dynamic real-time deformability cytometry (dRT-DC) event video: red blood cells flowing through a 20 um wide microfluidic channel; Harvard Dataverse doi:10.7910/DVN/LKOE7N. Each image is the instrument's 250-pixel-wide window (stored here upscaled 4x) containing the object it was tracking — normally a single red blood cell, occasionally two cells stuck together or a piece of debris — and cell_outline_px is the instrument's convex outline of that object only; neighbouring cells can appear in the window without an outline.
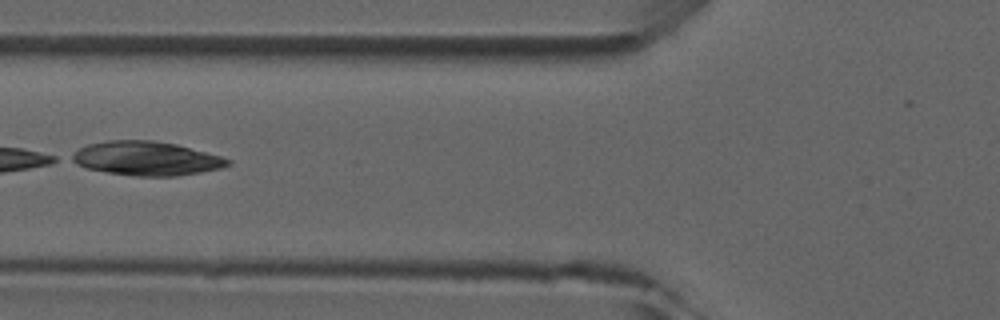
{"species": "common noctule bat (a hibernating species)", "species_latin": "Nyctalus noctula", "temperature_condition": "room temperature", "stored_images_in_passage": 7, "camera_frame_rate_fps": 3000, "um_per_image_px": 0.085, "animal": {"sex": "male", "forearm_length_mm": 52.5}, "frame": {"image": 1, "passage_image": 5, "time_ms": 5.0, "image_size_px": [1000, 320], "cell_outline_px": [[232, 164], [220, 168], [200, 172], [176, 176], [136, 176], [108, 172], [88, 168], [76, 164], [68, 160], [68, 156], [80, 148], [88, 144], [108, 140], [152, 140], [176, 144], [220, 156], [232, 160]], "centroid_in_image_um": [12.41, 13.46], "position_along_channel_um": 113.4, "area_um2": 30.87}}
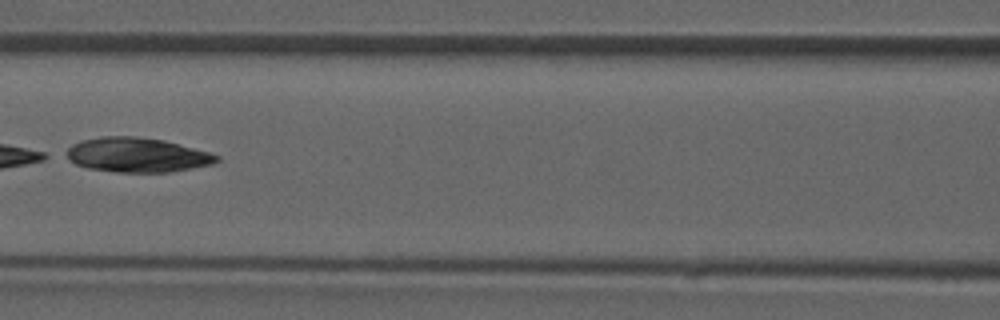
{"frame": {"image": 2, "passage_image": 6, "time_ms": 6.0, "image_size_px": [1000, 320], "cell_outline_px": [[220, 160], [212, 164], [192, 168], [168, 172], [116, 172], [88, 168], [76, 164], [60, 156], [72, 144], [80, 140], [100, 136], [136, 136], [164, 140], [208, 152], [220, 156]], "centroid_in_image_um": [11.57, 13.16], "position_along_channel_um": 155.0, "area_um2": 30.52}}